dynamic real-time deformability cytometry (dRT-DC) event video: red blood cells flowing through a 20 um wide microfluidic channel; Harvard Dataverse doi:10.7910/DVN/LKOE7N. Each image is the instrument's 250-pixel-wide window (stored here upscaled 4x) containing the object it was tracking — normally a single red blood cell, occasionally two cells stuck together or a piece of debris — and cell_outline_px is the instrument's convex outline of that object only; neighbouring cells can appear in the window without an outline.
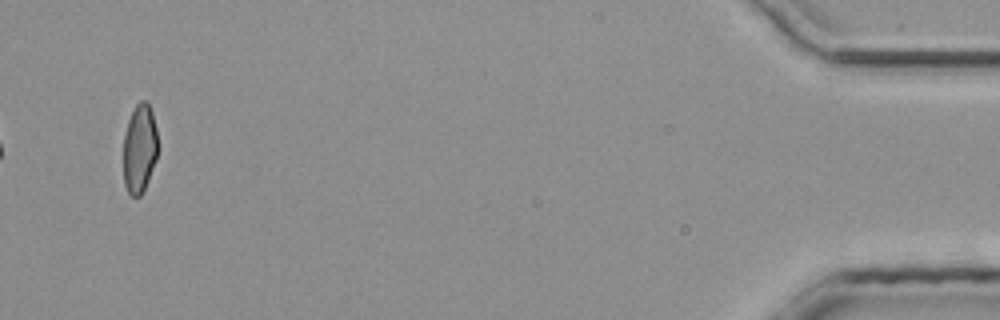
{"species": "common noctule bat (a hibernating species)", "species_latin": "Nyctalus noctula", "temperature_condition": "room temperature", "stored_images_in_passage": 34, "camera_frame_rate_fps": 3000, "um_per_image_px": 0.085, "animal": {"sex": "male", "body_mass_g": 20.4}, "frame": {"image": 1, "passage_image": 34, "time_ms": 11.0, "image_size_px": [1000, 320], "cell_outline_px": [[160, 148], [156, 160], [148, 180], [140, 196], [132, 196], [128, 192], [124, 184], [124, 136], [128, 120], [136, 104], [140, 100], [144, 100], [148, 104], [152, 112], [156, 128]], "centroid_in_image_um": [11.89, 12.62], "position_along_channel_um": 423.3, "area_um2": 17.98}}